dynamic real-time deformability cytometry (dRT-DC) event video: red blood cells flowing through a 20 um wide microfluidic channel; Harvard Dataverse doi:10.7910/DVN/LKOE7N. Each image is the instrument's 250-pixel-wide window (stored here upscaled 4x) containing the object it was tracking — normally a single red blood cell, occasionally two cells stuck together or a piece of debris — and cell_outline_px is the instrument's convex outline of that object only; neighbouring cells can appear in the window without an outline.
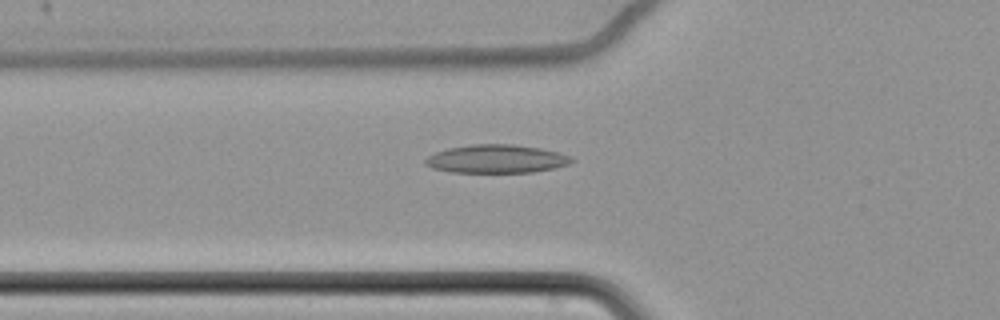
{"species": "common noctule bat (a hibernating species)", "species_latin": "Nyctalus noctula", "temperature_condition": "cold", "stored_images_in_passage": 61, "camera_frame_rate_fps": 3000, "um_per_image_px": 0.085, "animal": {"sex": "female", "body_mass_g": 22.7, "forearm_length_mm": 54.2}, "frame": {"image": 1, "passage_image": 23, "time_ms": 7.333, "image_size_px": [1000, 320], "cell_outline_px": [[576, 160], [568, 164], [552, 168], [532, 172], [452, 172], [432, 168], [424, 164], [424, 160], [428, 156], [436, 152], [448, 148], [472, 144], [512, 144], [540, 148], [560, 152], [572, 156]], "centroid_in_image_um": [42.21, 13.5], "position_along_channel_um": 83.6, "area_um2": 24.16}}
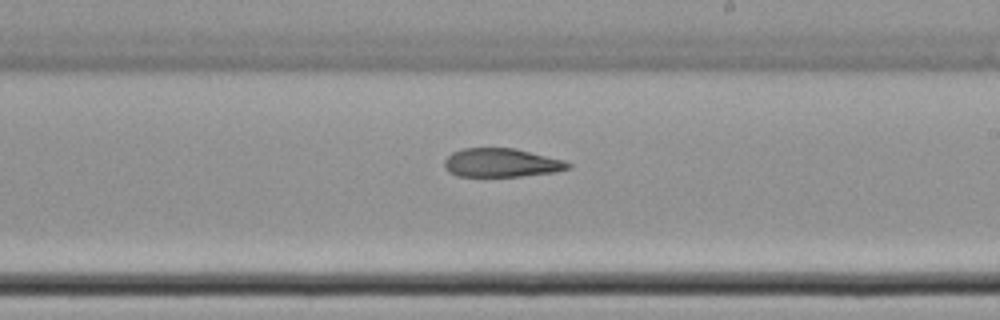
{"frame": {"image": 2, "passage_image": 37, "time_ms": 12.0, "image_size_px": [1000, 320], "cell_outline_px": [[572, 168], [556, 172], [520, 176], [456, 176], [448, 172], [444, 168], [444, 160], [452, 152], [464, 148], [516, 148], [564, 160], [572, 164]], "centroid_in_image_um": [42.63, 13.83], "position_along_channel_um": 246.4, "area_um2": 20.87}}
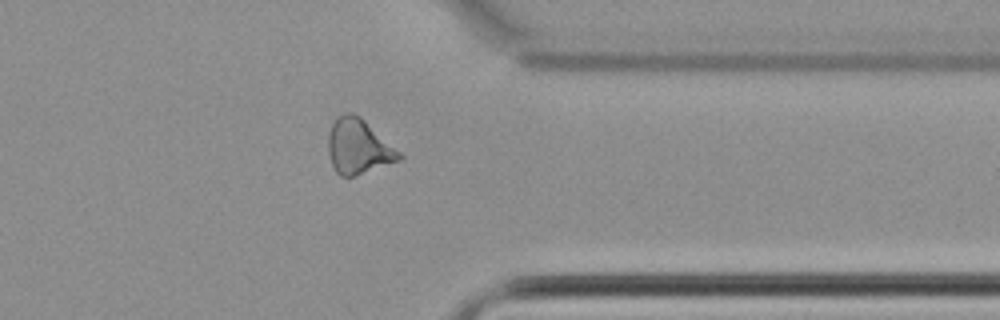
{"frame": {"image": 3, "passage_image": 49, "time_ms": 16.0, "image_size_px": [1000, 320], "cell_outline_px": [[404, 156], [400, 160], [356, 176], [340, 176], [336, 172], [332, 164], [328, 152], [328, 132], [336, 116], [344, 112], [352, 112], [360, 116], [400, 152]], "centroid_in_image_um": [30.44, 12.45], "position_along_channel_um": 381.0, "area_um2": 22.77}}